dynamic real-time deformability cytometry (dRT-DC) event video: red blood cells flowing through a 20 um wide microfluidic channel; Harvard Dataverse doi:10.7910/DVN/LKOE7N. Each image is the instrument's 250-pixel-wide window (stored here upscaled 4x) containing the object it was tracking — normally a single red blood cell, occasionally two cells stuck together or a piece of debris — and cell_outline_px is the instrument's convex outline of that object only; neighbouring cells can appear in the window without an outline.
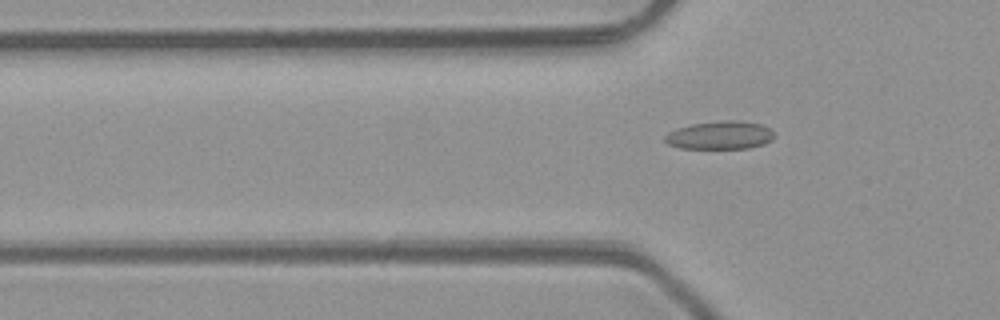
{"species": "common noctule bat (a hibernating species)", "species_latin": "Nyctalus noctula", "temperature_condition": "room temperature", "stored_images_in_passage": 6, "camera_frame_rate_fps": 3000, "um_per_image_px": 0.085, "animal": {"sex": "male", "body_mass_g": 23.1, "forearm_length_mm": 52.7}, "frame": {"image": 1, "passage_image": 6, "time_ms": 6.667, "image_size_px": [1000, 320], "cell_outline_px": [[776, 136], [772, 140], [764, 144], [748, 148], [680, 148], [668, 144], [664, 140], [664, 136], [668, 132], [692, 124], [720, 120], [740, 120], [760, 124], [768, 128]], "centroid_in_image_um": [61.21, 11.49], "position_along_channel_um": 64.6, "area_um2": 17.92}}